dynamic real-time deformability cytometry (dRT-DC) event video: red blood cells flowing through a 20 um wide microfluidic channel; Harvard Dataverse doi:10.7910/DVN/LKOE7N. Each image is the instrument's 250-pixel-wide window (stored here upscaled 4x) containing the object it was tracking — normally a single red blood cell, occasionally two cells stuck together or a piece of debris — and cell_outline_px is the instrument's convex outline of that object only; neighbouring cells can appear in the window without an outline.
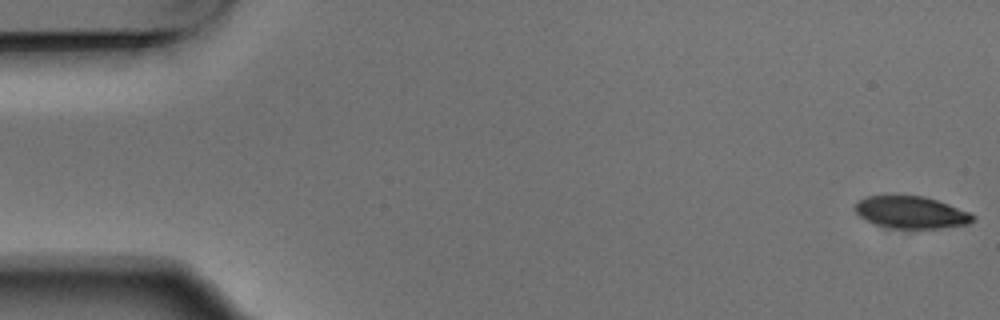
{"species": "Egyptian fruit bat (a non-hibernating species)", "species_latin": "Rousettus aegyptiacus", "temperature_condition": "warm", "stored_images_in_passage": 5, "camera_frame_rate_fps": 3000, "um_per_image_px": 0.085, "animal": {"sex": "male"}, "frame": {"image": 1, "passage_image": 1, "time_ms": 0.0, "image_size_px": [1000, 320], "cell_outline_px": [[976, 216], [968, 224], [940, 228], [892, 228], [872, 224], [860, 216], [856, 212], [856, 204], [860, 200], [868, 196], [924, 196], [948, 204], [968, 212]], "centroid_in_image_um": [77.44, 18.06], "position_along_channel_um": 7.6, "area_um2": 21.73}}
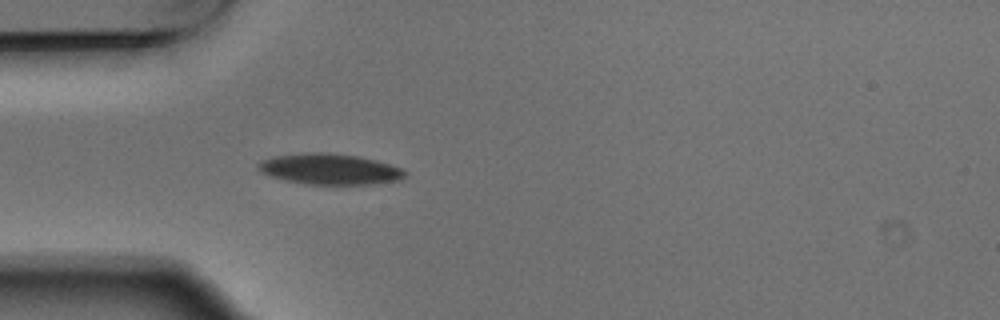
{"frame": {"image": 2, "passage_image": 4, "time_ms": 1.0, "image_size_px": [1000, 320], "cell_outline_px": [[408, 172], [400, 180], [372, 184], [308, 184], [284, 180], [260, 172], [256, 168], [256, 164], [260, 160], [276, 156], [312, 152], [328, 152], [360, 156], [376, 160], [404, 168]], "centroid_in_image_um": [28.04, 14.37], "position_along_channel_um": 57.0, "area_um2": 26.53}}